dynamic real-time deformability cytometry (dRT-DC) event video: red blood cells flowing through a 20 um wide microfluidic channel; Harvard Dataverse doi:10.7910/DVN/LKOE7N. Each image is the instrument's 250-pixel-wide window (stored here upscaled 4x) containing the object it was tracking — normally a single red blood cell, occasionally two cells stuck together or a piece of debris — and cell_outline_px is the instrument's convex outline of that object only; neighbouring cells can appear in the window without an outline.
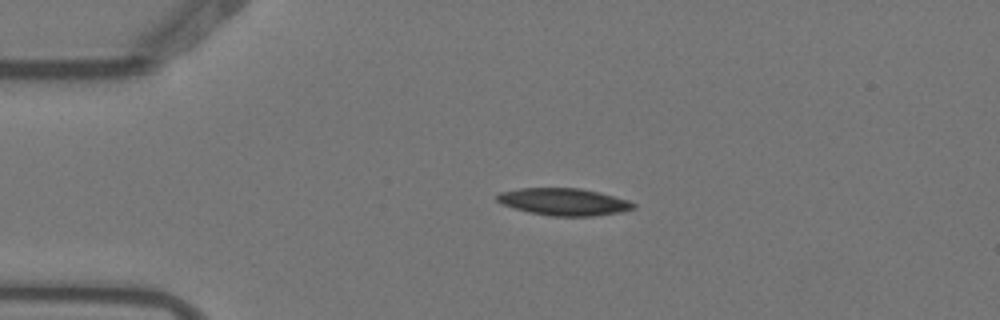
{"species": "Egyptian fruit bat (a non-hibernating species)", "species_latin": "Rousettus aegyptiacus", "temperature_condition": "warm", "stored_images_in_passage": 3, "camera_frame_rate_fps": 3000, "um_per_image_px": 0.085, "animal": {"sex": "female"}, "frame": {"image": 1, "passage_image": 2, "time_ms": 0.333, "image_size_px": [1000, 320], "cell_outline_px": [[636, 208], [620, 212], [592, 216], [552, 216], [528, 212], [504, 204], [496, 200], [496, 196], [500, 192], [520, 188], [580, 188], [628, 200], [636, 204]], "centroid_in_image_um": [47.93, 17.15], "position_along_channel_um": 37.1, "area_um2": 21.33}}